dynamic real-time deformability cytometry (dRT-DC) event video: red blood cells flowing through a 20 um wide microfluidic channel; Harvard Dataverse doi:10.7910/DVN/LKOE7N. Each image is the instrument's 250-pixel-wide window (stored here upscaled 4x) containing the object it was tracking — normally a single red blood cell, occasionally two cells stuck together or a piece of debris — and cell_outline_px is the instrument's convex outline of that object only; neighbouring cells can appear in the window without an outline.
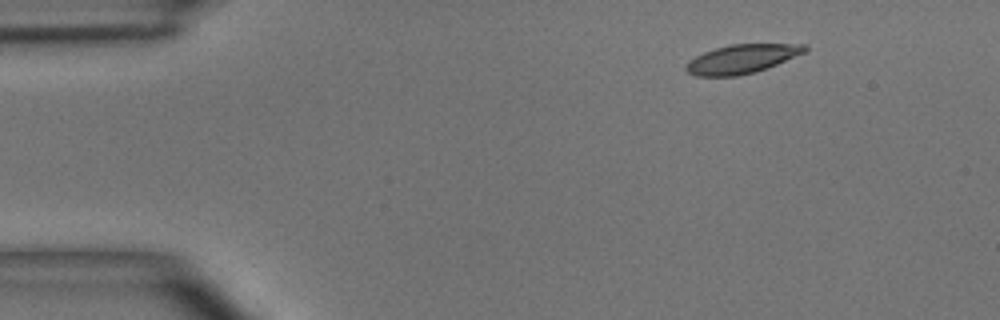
{"species": "common noctule bat (a hibernating species)", "species_latin": "Nyctalus noctula", "temperature_condition": "room temperature", "stored_images_in_passage": 5, "camera_frame_rate_fps": 3000, "um_per_image_px": 0.085, "animal": {"sex": "male", "body_mass_g": 15.6}, "frame": {"image": 1, "passage_image": 5, "time_ms": 5.667, "image_size_px": [1000, 320], "cell_outline_px": [[808, 48], [804, 52], [768, 68], [756, 72], [736, 76], [696, 76], [688, 72], [684, 68], [688, 60], [704, 52], [728, 44], [804, 44]], "centroid_in_image_um": [63.02, 5.01], "position_along_channel_um": 22.0, "area_um2": 19.94}}